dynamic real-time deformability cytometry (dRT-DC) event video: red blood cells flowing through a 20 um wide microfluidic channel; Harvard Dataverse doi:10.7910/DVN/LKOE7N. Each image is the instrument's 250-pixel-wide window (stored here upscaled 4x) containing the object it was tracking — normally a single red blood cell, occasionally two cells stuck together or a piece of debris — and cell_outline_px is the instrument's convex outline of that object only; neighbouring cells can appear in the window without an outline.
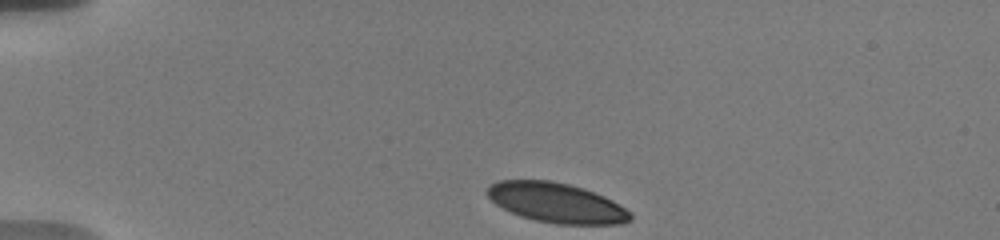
{"species": "human", "species_latin": "Homo sapiens", "temperature_condition": "warm", "stored_images_in_passage": 44, "camera_frame_rate_fps": 3000, "um_per_image_px": 0.085, "donor": {"sex": "male"}, "frame": {"image": 1, "passage_image": 1, "time_ms": 0.0, "image_size_px": [1000, 240], "cell_outline_px": [[632, 220], [624, 224], [556, 224], [536, 220], [512, 212], [496, 204], [488, 196], [488, 188], [492, 184], [500, 180], [548, 180], [568, 184], [584, 188], [604, 196], [612, 200], [632, 212]], "centroid_in_image_um": [47.37, 17.24], "position_along_channel_um": 37.6, "area_um2": 32.95}}
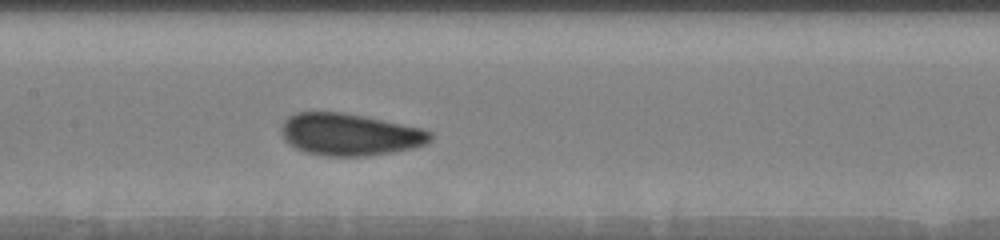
{"frame": {"image": 2, "passage_image": 17, "time_ms": 5.333, "image_size_px": [1000, 240], "cell_outline_px": [[432, 140], [424, 144], [412, 148], [392, 152], [368, 156], [324, 156], [304, 152], [288, 144], [284, 140], [280, 132], [280, 124], [288, 116], [296, 112], [344, 112], [420, 128], [432, 132]], "centroid_in_image_um": [29.66, 11.43], "position_along_channel_um": 177.7, "area_um2": 36.7}}
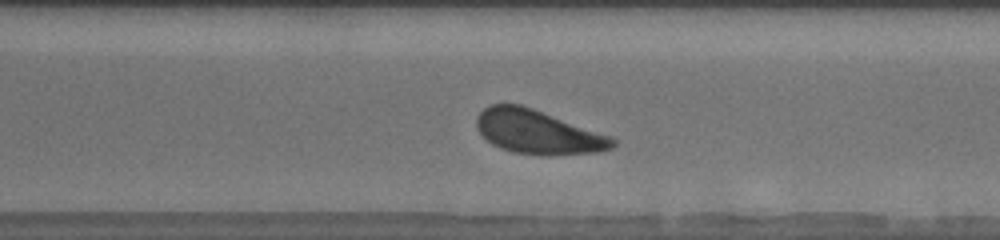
{"frame": {"image": 3, "passage_image": 29, "time_ms": 9.333, "image_size_px": [1000, 240], "cell_outline_px": [[616, 144], [612, 148], [596, 152], [548, 156], [512, 152], [500, 148], [492, 144], [476, 128], [476, 116], [484, 108], [492, 104], [520, 104], [532, 108], [612, 136], [616, 140]], "centroid_in_image_um": [45.72, 11.23], "position_along_channel_um": 324.9, "area_um2": 34.85}, "authors_computed_cell_mechanics": {"area_um2": 35.3447, "velocity_mm_per_s": 3.6936, "shape_relaxation_time_tau1_ms": 4.9357, "shape_relaxation_time_tau2_ms": 2.3729, "deformation_change_tau1": 0.129, "deformation_change_tau2": 0.0622}}